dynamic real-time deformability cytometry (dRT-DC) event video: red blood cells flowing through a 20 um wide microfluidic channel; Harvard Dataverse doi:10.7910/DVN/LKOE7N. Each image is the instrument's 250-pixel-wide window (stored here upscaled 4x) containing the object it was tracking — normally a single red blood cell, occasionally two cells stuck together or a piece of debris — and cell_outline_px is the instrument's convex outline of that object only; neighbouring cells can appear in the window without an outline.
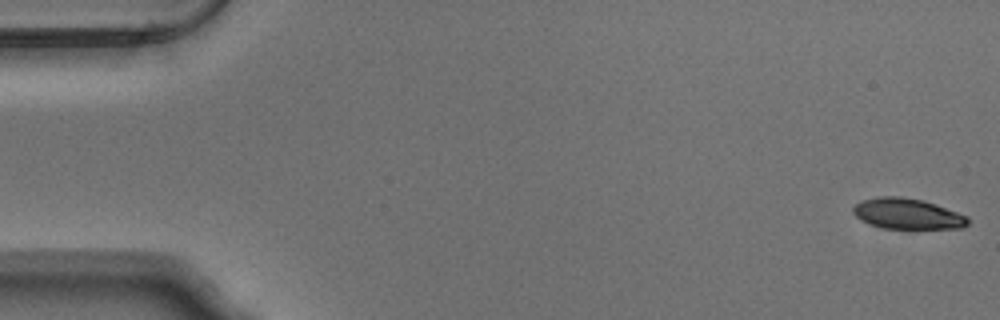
{"species": "Egyptian fruit bat (a non-hibernating species)", "species_latin": "Rousettus aegyptiacus", "temperature_condition": "warm", "stored_images_in_passage": 54, "camera_frame_rate_fps": 3000, "um_per_image_px": 0.085, "animal": {"sex": "male"}, "frame": {"image": 1, "passage_image": 1, "time_ms": 0.0, "image_size_px": [1000, 320], "cell_outline_px": [[968, 224], [964, 228], [884, 228], [868, 224], [860, 220], [852, 212], [852, 208], [860, 200], [880, 196], [900, 196], [924, 200], [968, 216]], "centroid_in_image_um": [77.1, 18.16], "position_along_channel_um": 7.9, "area_um2": 20.58}}
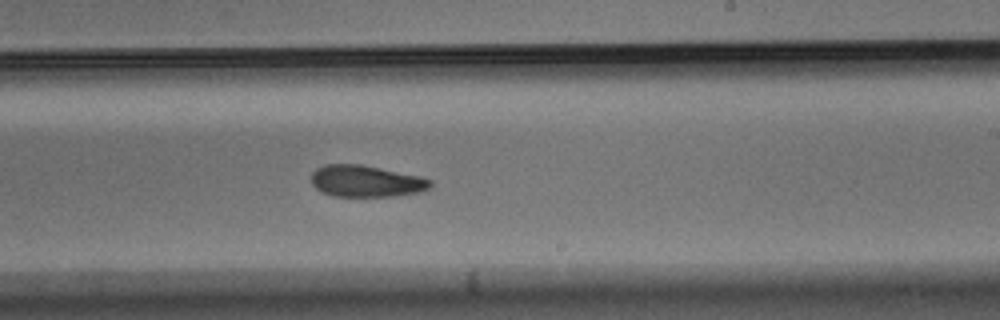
{"frame": {"image": 2, "passage_image": 32, "time_ms": 10.333, "image_size_px": [1000, 320], "cell_outline_px": [[432, 184], [428, 188], [420, 192], [396, 196], [332, 196], [316, 188], [312, 184], [312, 172], [316, 168], [324, 164], [360, 164], [420, 176], [432, 180]], "centroid_in_image_um": [31.11, 15.39], "position_along_channel_um": 257.9, "area_um2": 21.91}}
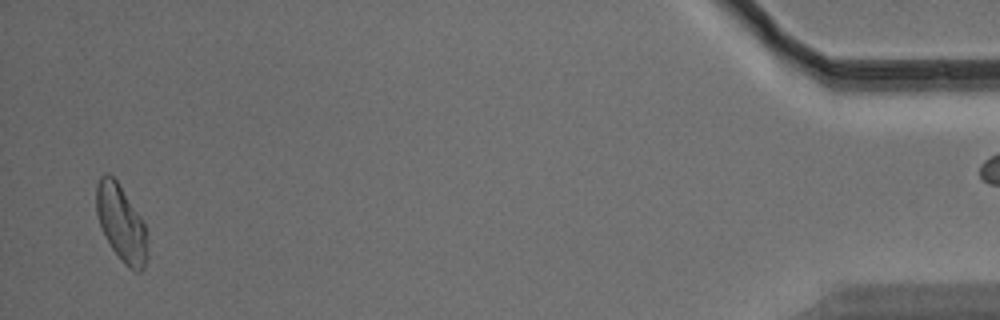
{"frame": {"image": 3, "passage_image": 52, "time_ms": 17.0, "image_size_px": [1000, 320], "cell_outline_px": [[148, 256], [144, 268], [140, 272], [136, 272], [128, 268], [120, 260], [112, 248], [100, 228], [96, 212], [96, 184], [100, 176], [104, 172], [108, 172], [116, 180], [140, 216], [148, 232]], "centroid_in_image_um": [10.31, 19.01], "position_along_channel_um": 424.9, "area_um2": 23.12}, "authors_computed_cell_mechanics": {"area_um2": 22.4842, "velocity_mm_per_s": 3.7807, "shape_relaxation_time_tau1_ms": 5.7534, "shape_relaxation_time_tau2_ms": 9.9648, "deformation_change_tau1": 0.1478, "deformation_change_tau2": 0.2022}}